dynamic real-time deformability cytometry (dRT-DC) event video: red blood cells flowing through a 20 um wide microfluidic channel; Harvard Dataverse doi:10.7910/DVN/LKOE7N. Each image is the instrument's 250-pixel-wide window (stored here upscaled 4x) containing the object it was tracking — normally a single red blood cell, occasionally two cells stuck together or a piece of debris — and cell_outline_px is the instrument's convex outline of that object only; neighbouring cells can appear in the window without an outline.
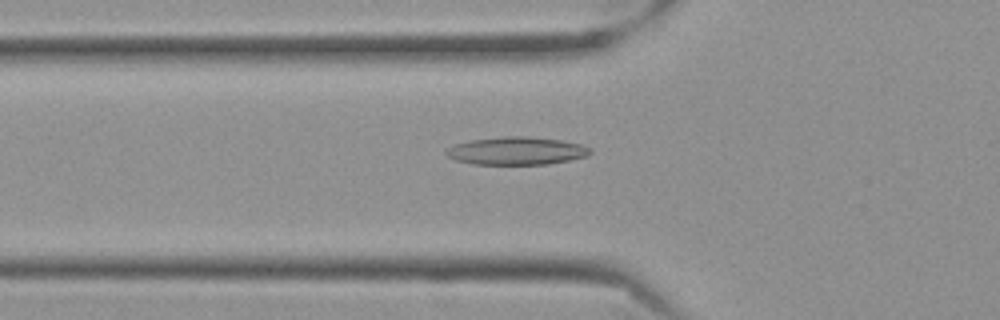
{"species": "Egyptian fruit bat (a non-hibernating species)", "species_latin": "Rousettus aegyptiacus", "temperature_condition": "cold", "stored_images_in_passage": 54, "camera_frame_rate_fps": 3000, "um_per_image_px": 0.085, "frame": {"image": 1, "passage_image": 20, "time_ms": 6.333, "image_size_px": [1000, 320], "cell_outline_px": [[592, 152], [588, 156], [548, 164], [472, 164], [456, 160], [448, 156], [444, 152], [448, 148], [456, 144], [468, 140], [504, 136], [528, 136], [560, 140], [580, 144], [592, 148]], "centroid_in_image_um": [43.91, 12.82], "position_along_channel_um": 81.9, "area_um2": 23.41}}
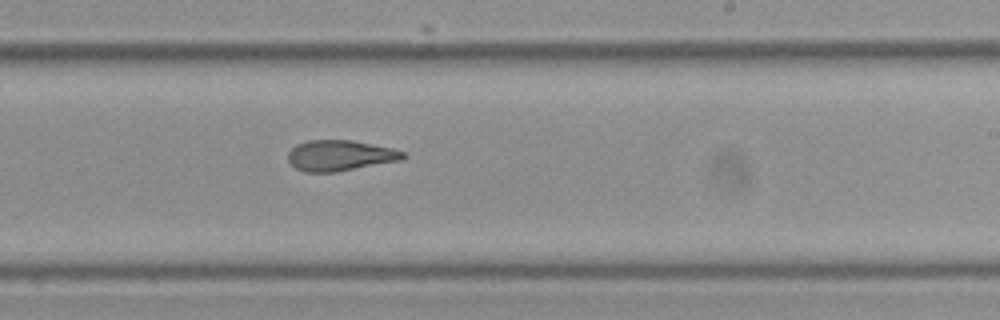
{"frame": {"image": 2, "passage_image": 35, "time_ms": 11.333, "image_size_px": [1000, 320], "cell_outline_px": [[408, 156], [400, 160], [336, 172], [304, 172], [296, 168], [288, 160], [288, 152], [296, 144], [308, 140], [352, 140], [392, 148], [404, 152]], "centroid_in_image_um": [28.89, 13.21], "position_along_channel_um": 260.1, "area_um2": 20.52}}
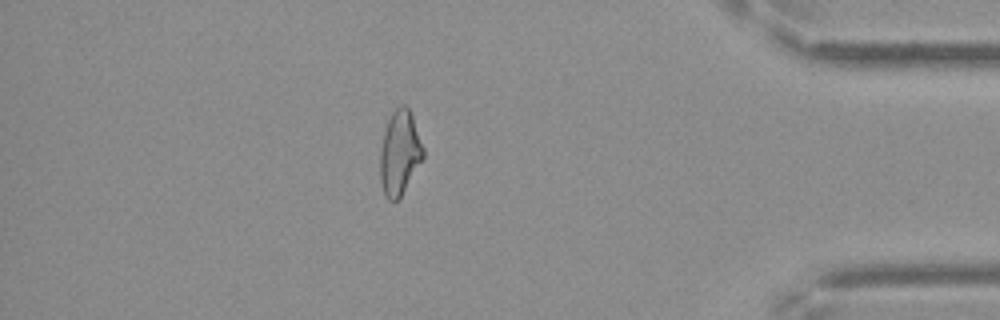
{"frame": {"image": 3, "passage_image": 50, "time_ms": 16.333, "image_size_px": [1000, 320], "cell_outline_px": [[424, 156], [400, 196], [396, 200], [388, 200], [384, 196], [380, 184], [380, 148], [384, 132], [388, 120], [392, 112], [400, 104], [404, 104], [408, 108], [412, 116], [424, 148]], "centroid_in_image_um": [33.95, 12.98], "position_along_channel_um": 401.3, "area_um2": 20.98}}